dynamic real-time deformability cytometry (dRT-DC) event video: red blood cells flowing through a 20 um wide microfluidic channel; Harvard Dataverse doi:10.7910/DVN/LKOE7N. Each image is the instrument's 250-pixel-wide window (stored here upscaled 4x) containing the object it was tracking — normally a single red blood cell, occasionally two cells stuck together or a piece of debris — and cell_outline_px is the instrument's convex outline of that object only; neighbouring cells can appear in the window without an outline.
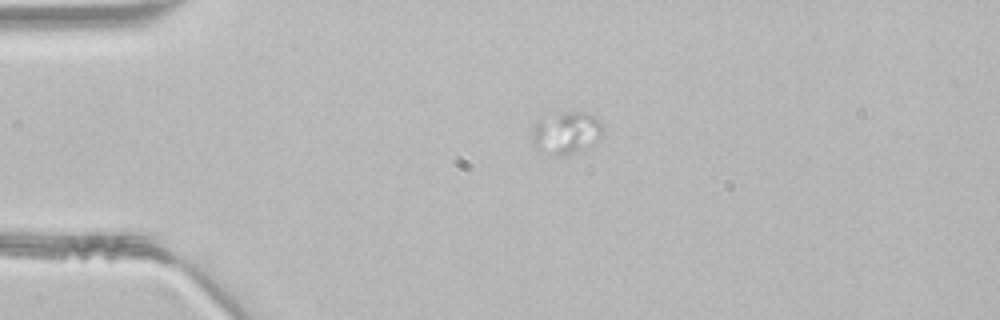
{"species": "common noctule bat (a hibernating species)", "species_latin": "Nyctalus noctula", "temperature_condition": "room temperature", "stored_images_in_passage": 44, "camera_frame_rate_fps": 3000, "um_per_image_px": 0.085, "animal": {"sex": "male", "body_mass_g": 21.5, "forearm_length_mm": 52.0}, "frame": {"image": 1, "passage_image": 7, "time_ms": 2.0, "image_size_px": [1000, 320], "cell_outline_px": [[604, 132], [600, 136], [572, 152], [564, 156], [556, 156], [540, 152], [532, 148], [532, 136], [536, 120], [560, 112], [580, 112], [596, 116], [604, 124]], "centroid_in_image_um": [48.06, 11.27], "position_along_channel_um": 36.9, "area_um2": 17.28}}
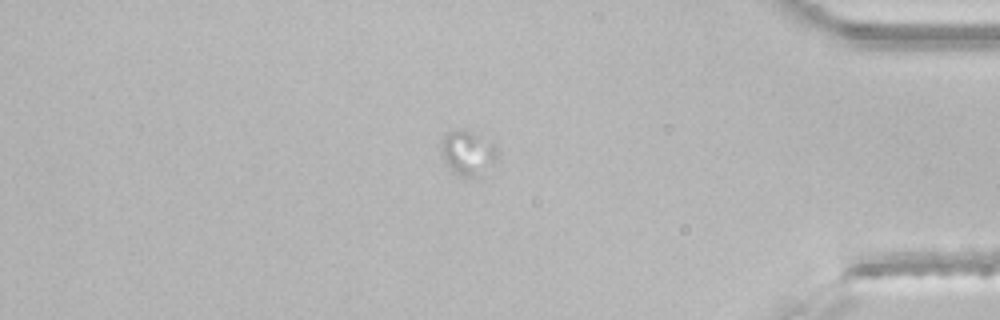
{"frame": {"image": 2, "passage_image": 37, "time_ms": 12.0, "image_size_px": [1000, 320], "cell_outline_px": [[500, 152], [496, 160], [484, 176], [480, 180], [476, 180], [460, 176], [452, 172], [444, 160], [444, 136], [448, 132], [468, 132], [492, 140], [496, 144]], "centroid_in_image_um": [39.91, 13.12], "position_along_channel_um": 395.3, "area_um2": 14.74}}
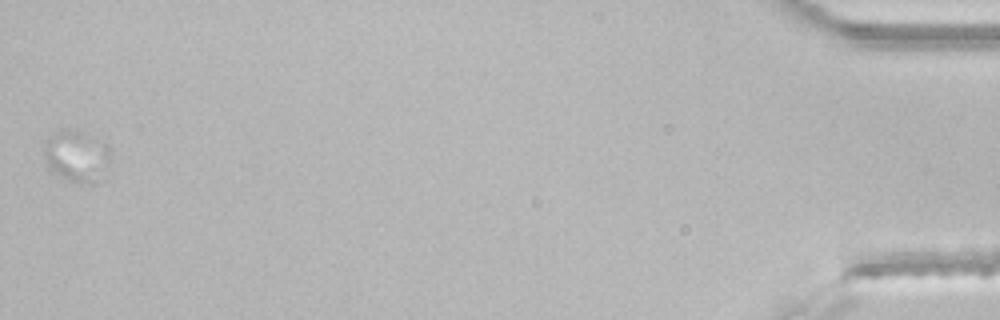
{"frame": {"image": 3, "passage_image": 44, "time_ms": 14.333, "image_size_px": [1000, 320], "cell_outline_px": [[108, 164], [88, 180], [80, 184], [76, 184], [52, 172], [48, 168], [44, 152], [44, 148], [48, 140], [60, 128], [68, 128], [104, 144], [108, 148]], "centroid_in_image_um": [6.38, 13.24], "position_along_channel_um": 428.8, "area_um2": 18.32}}